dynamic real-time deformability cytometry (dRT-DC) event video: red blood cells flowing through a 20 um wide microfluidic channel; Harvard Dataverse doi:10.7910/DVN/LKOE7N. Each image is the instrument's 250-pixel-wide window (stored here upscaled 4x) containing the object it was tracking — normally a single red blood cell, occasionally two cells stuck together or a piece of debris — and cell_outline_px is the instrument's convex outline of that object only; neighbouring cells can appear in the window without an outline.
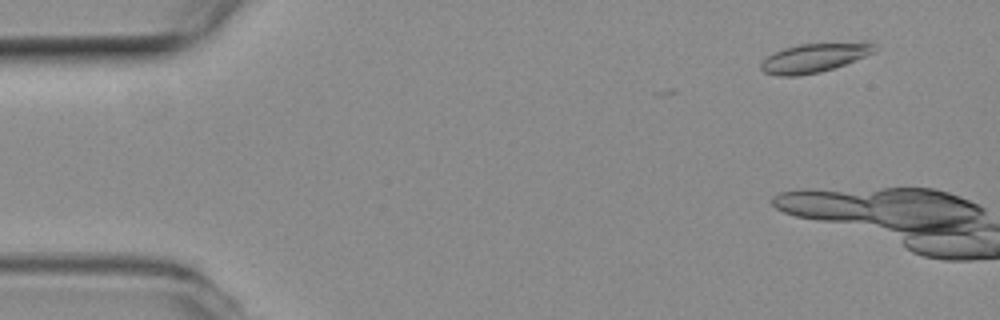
{"species": "common noctule bat (a hibernating species)", "species_latin": "Nyctalus noctula", "temperature_condition": "room temperature", "stored_images_in_passage": 8, "camera_frame_rate_fps": 3000, "um_per_image_px": 0.085, "animal": {"sex": "female", "body_mass_g": 19.3, "forearm_length_mm": 54.1}, "frame": {"image": 1, "passage_image": 1, "time_ms": 0.0, "image_size_px": [1000, 320], "cell_outline_px": [[876, 52], [844, 64], [820, 72], [800, 76], [780, 76], [764, 72], [760, 68], [760, 64], [768, 56], [784, 48], [800, 44], [872, 44]], "centroid_in_image_um": [69.11, 4.96], "position_along_channel_um": 15.9, "area_um2": 18.38}}
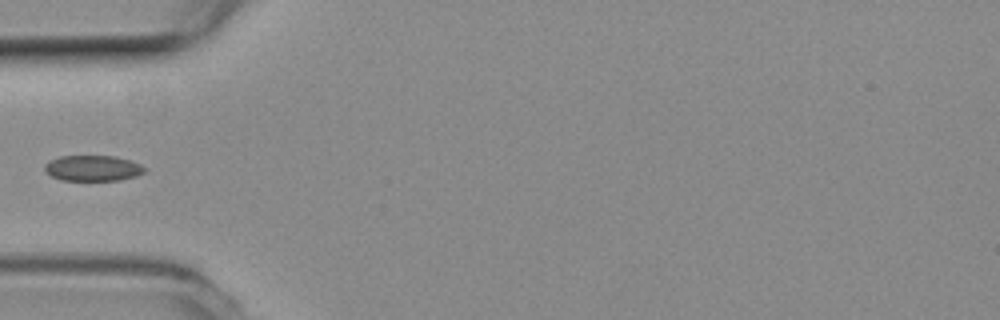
{"frame": {"image": 2, "passage_image": 7, "time_ms": 2.0, "image_size_px": [1000, 320], "cell_outline_px": [[148, 168], [144, 172], [136, 176], [120, 180], [60, 180], [44, 172], [44, 164], [60, 156], [116, 156], [140, 164]], "centroid_in_image_um": [7.89, 14.3], "position_along_channel_um": 77.1, "area_um2": 14.97}}
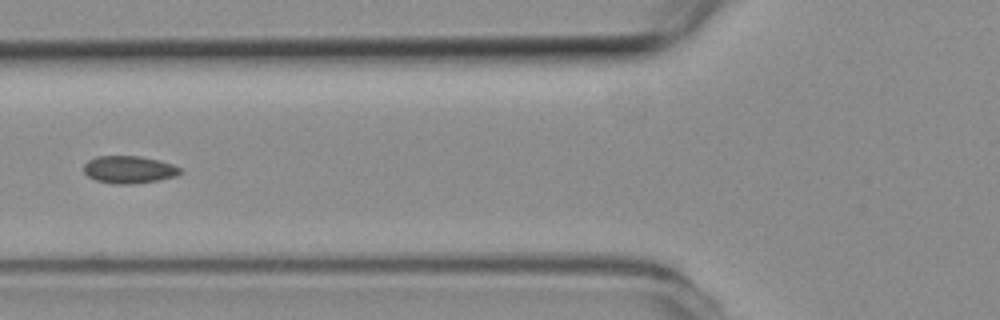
{"frame": {"image": 3, "passage_image": 8, "time_ms": 2.333, "image_size_px": [1000, 320], "cell_outline_px": [[184, 172], [176, 176], [160, 180], [132, 184], [112, 184], [96, 180], [88, 176], [84, 172], [84, 164], [88, 160], [96, 156], [140, 156], [160, 160], [172, 164], [180, 168]], "centroid_in_image_um": [10.98, 14.41], "position_along_channel_um": 114.8, "area_um2": 15.61}}